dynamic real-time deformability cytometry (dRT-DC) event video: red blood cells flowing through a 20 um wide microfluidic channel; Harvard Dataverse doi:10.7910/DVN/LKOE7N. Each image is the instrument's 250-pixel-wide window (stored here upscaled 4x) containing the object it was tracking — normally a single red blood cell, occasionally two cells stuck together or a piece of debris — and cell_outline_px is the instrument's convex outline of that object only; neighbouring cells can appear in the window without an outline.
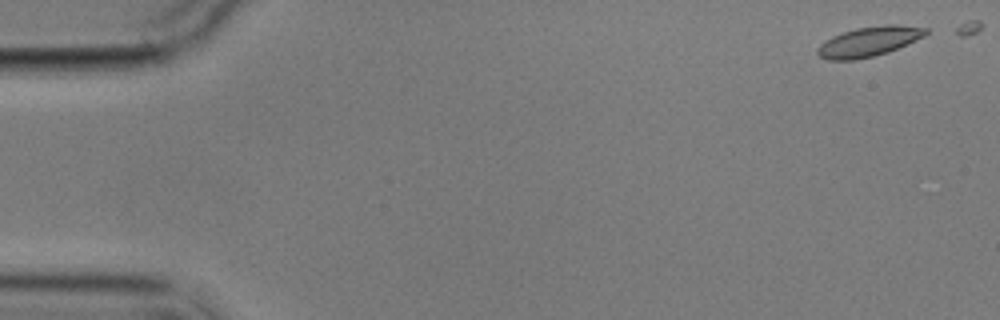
{"species": "common noctule bat (a hibernating species)", "species_latin": "Nyctalus noctula", "temperature_condition": "cold", "stored_images_in_passage": 5, "camera_frame_rate_fps": 3000, "um_per_image_px": 0.085, "animal": {"sex": "male", "body_mass_g": 17.9}, "frame": {"image": 1, "passage_image": 1, "time_ms": 0.0, "image_size_px": [1000, 320], "cell_outline_px": [[928, 32], [924, 36], [888, 52], [872, 56], [852, 60], [828, 60], [820, 56], [816, 52], [816, 48], [820, 44], [832, 36], [856, 28], [884, 24], [896, 24], [928, 28]], "centroid_in_image_um": [73.84, 3.52], "position_along_channel_um": 11.2, "area_um2": 18.67}}
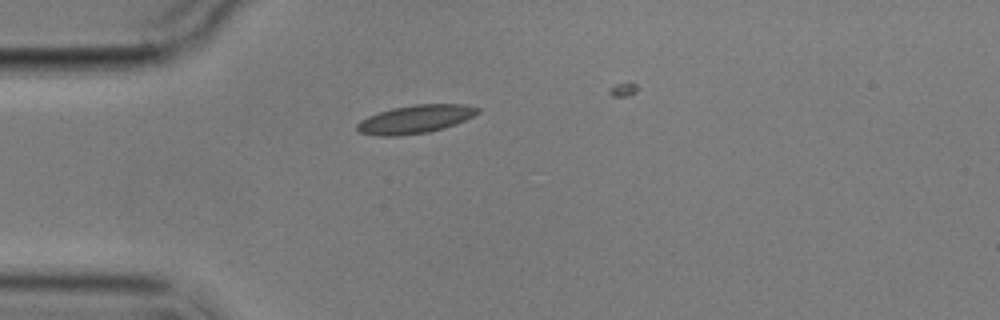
{"frame": {"image": 2, "passage_image": 4, "time_ms": 4.333, "image_size_px": [1000, 320], "cell_outline_px": [[480, 112], [464, 120], [444, 128], [428, 132], [396, 136], [380, 136], [360, 132], [356, 128], [356, 124], [360, 120], [368, 116], [392, 108], [416, 104], [464, 104], [480, 108]], "centroid_in_image_um": [35.3, 10.13], "position_along_channel_um": 49.7, "area_um2": 19.71}}